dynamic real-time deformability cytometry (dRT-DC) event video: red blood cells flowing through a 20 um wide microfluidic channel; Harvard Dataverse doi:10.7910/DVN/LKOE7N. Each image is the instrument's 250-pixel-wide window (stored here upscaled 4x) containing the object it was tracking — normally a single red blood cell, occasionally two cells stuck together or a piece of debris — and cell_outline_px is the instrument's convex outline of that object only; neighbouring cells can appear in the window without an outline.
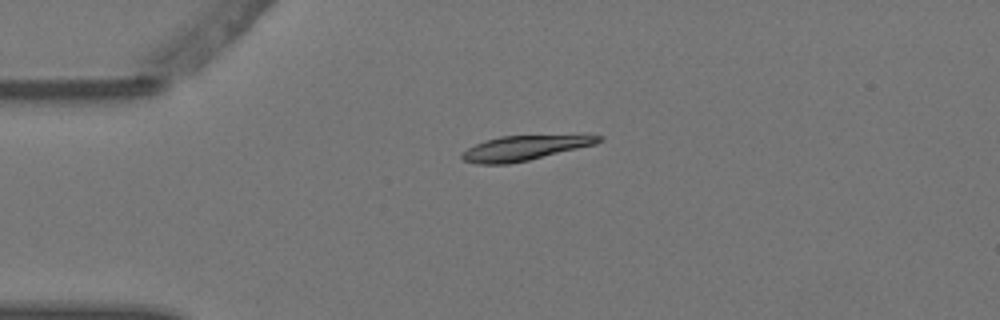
{"species": "Egyptian fruit bat (a non-hibernating species)", "species_latin": "Rousettus aegyptiacus", "temperature_condition": "warm", "stored_images_in_passage": 3, "camera_frame_rate_fps": 3000, "um_per_image_px": 0.085, "animal": {"sex": "female"}, "frame": {"image": 1, "passage_image": 1, "time_ms": 0.0, "image_size_px": [1000, 320], "cell_outline_px": [[604, 140], [596, 144], [528, 160], [508, 164], [476, 164], [464, 160], [460, 156], [468, 148], [476, 144], [500, 136], [584, 132], [604, 136]], "centroid_in_image_um": [44.79, 12.51], "position_along_channel_um": 40.2, "area_um2": 20.63}}
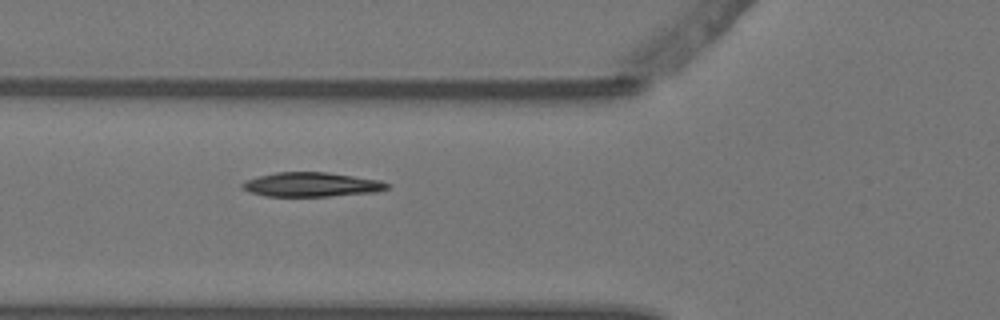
{"frame": {"image": 2, "passage_image": 3, "time_ms": 0.667, "image_size_px": [1000, 320], "cell_outline_px": [[388, 188], [376, 192], [328, 196], [264, 196], [248, 192], [240, 188], [240, 184], [244, 180], [276, 172], [328, 172], [380, 180], [388, 184]], "centroid_in_image_um": [26.41, 15.69], "position_along_channel_um": 99.4, "area_um2": 20.58}}